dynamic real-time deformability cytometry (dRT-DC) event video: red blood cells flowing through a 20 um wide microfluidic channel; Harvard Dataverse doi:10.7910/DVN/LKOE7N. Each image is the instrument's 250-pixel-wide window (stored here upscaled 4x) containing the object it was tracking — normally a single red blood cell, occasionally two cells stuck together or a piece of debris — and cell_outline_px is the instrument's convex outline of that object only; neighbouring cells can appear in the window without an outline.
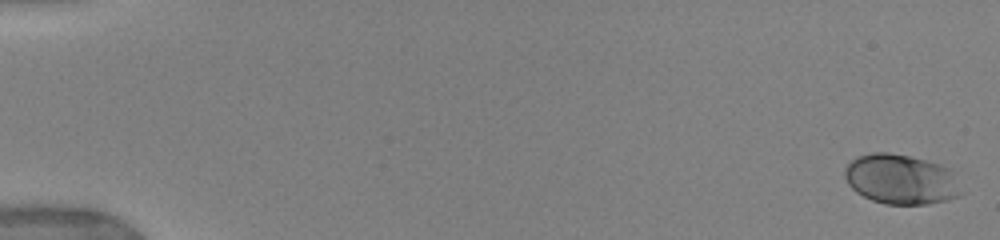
{"species": "human", "species_latin": "Homo sapiens", "temperature_condition": "warm", "stored_images_in_passage": 11, "camera_frame_rate_fps": 3000, "um_per_image_px": 0.085, "donor": {"sex": "female"}, "frame": {"image": 1, "passage_image": 1, "time_ms": 0.0, "image_size_px": [1000, 240], "cell_outline_px": [[964, 192], [956, 196], [944, 200], [928, 204], [884, 204], [872, 200], [856, 192], [848, 184], [844, 176], [844, 168], [852, 160], [860, 156], [872, 152], [888, 152], [908, 156], [924, 160], [948, 168], [952, 172]], "centroid_in_image_um": [76.55, 15.25], "position_along_channel_um": 8.4, "area_um2": 33.64}}
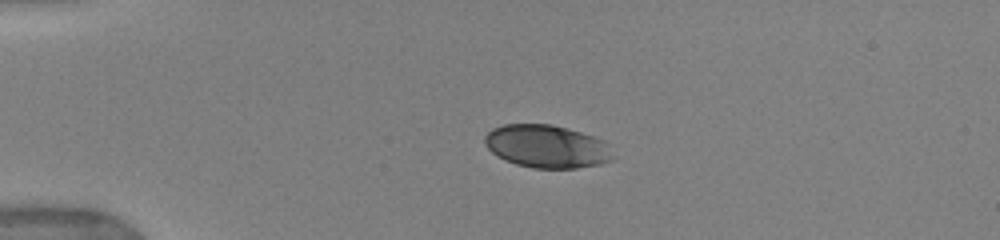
{"frame": {"image": 2, "passage_image": 7, "time_ms": 4.0, "image_size_px": [1000, 240], "cell_outline_px": [[616, 160], [600, 164], [576, 168], [532, 168], [516, 164], [504, 160], [496, 156], [484, 144], [484, 136], [492, 128], [504, 124], [552, 124], [568, 128], [604, 140], [616, 156]], "centroid_in_image_um": [46.49, 12.45], "position_along_channel_um": 38.5, "area_um2": 32.48}}
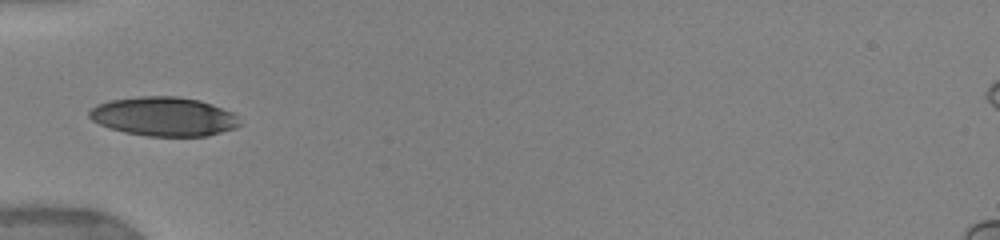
{"frame": {"image": 3, "passage_image": 10, "time_ms": 6.0, "image_size_px": [1000, 240], "cell_outline_px": [[240, 124], [236, 128], [208, 136], [148, 136], [124, 132], [108, 128], [92, 120], [88, 116], [88, 112], [96, 104], [112, 100], [140, 96], [176, 96], [200, 100], [212, 104], [232, 112], [236, 116]], "centroid_in_image_um": [13.91, 9.9], "position_along_channel_um": 71.1, "area_um2": 34.28}}